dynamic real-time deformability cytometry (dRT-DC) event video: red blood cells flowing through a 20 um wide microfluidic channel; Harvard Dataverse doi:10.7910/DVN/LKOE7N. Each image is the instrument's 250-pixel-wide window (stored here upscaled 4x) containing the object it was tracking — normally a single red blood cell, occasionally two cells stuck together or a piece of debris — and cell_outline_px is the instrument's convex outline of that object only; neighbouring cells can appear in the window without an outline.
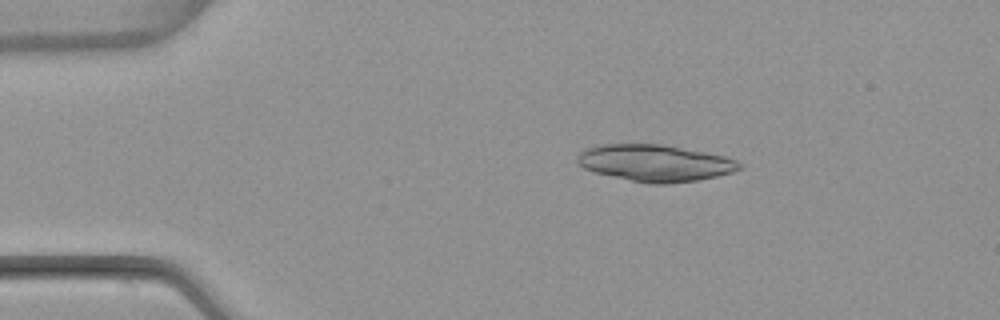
{"species": "common noctule bat (a hibernating species)", "species_latin": "Nyctalus noctula", "temperature_condition": "warm", "stored_images_in_passage": 4, "camera_frame_rate_fps": 3000, "um_per_image_px": 0.085, "animal": {"sex": "female", "body_mass_g": 22.7, "forearm_length_mm": 54.2}, "frame": {"image": 1, "passage_image": 3, "time_ms": 2.333, "image_size_px": [1000, 320], "cell_outline_px": [[744, 168], [732, 172], [716, 176], [696, 180], [668, 184], [652, 184], [632, 180], [596, 172], [584, 168], [576, 160], [576, 156], [580, 152], [596, 144], [660, 144], [704, 152], [724, 156], [736, 160], [744, 164]], "centroid_in_image_um": [55.7, 13.85], "position_along_channel_um": 29.3, "area_um2": 34.45}}